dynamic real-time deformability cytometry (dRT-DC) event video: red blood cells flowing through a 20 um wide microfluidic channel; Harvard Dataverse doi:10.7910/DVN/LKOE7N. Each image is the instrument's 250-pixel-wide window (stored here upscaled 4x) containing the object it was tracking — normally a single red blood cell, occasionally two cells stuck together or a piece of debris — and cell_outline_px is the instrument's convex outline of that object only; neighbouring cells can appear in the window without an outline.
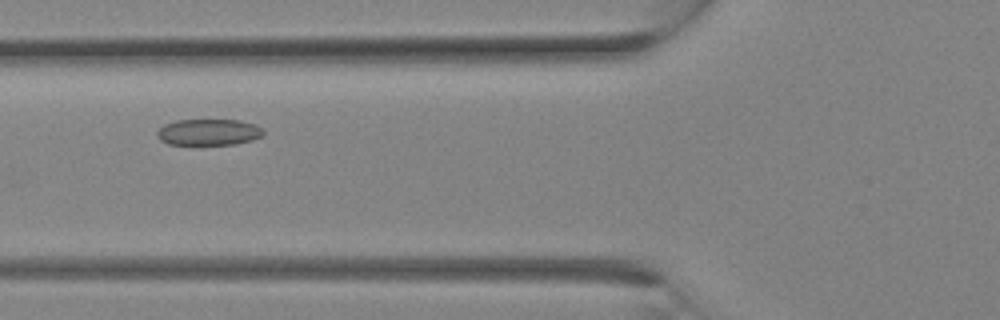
{"species": "Egyptian fruit bat (a non-hibernating species)", "species_latin": "Rousettus aegyptiacus", "temperature_condition": "room temperature", "stored_images_in_passage": 12, "camera_frame_rate_fps": 3000, "um_per_image_px": 0.085, "animal": {"sex": "female"}, "frame": {"image": 1, "passage_image": 7, "time_ms": 2.0, "image_size_px": [1000, 320], "cell_outline_px": [[264, 132], [260, 136], [252, 140], [236, 144], [168, 144], [160, 140], [156, 136], [156, 132], [164, 124], [176, 120], [240, 120], [256, 124]], "centroid_in_image_um": [17.71, 11.23], "position_along_channel_um": 108.1, "area_um2": 16.24}}
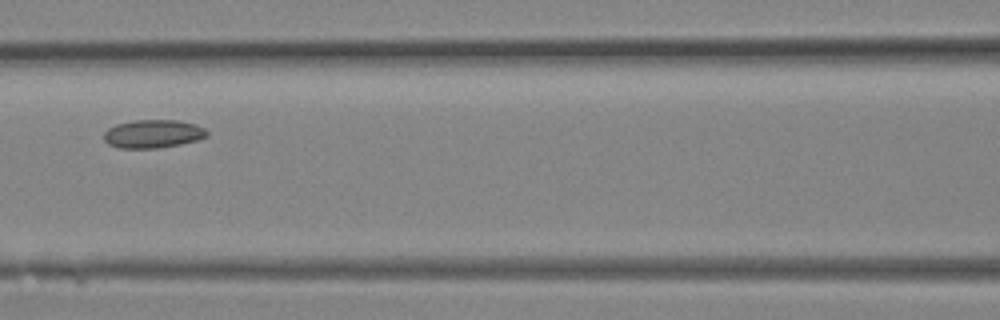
{"frame": {"image": 2, "passage_image": 9, "time_ms": 2.667, "image_size_px": [1000, 320], "cell_outline_px": [[208, 136], [196, 140], [180, 144], [156, 148], [120, 148], [108, 144], [104, 140], [104, 132], [108, 128], [116, 124], [132, 120], [180, 120], [196, 124], [204, 128], [208, 132]], "centroid_in_image_um": [13.0, 11.36], "position_along_channel_um": 153.6, "area_um2": 17.05}}
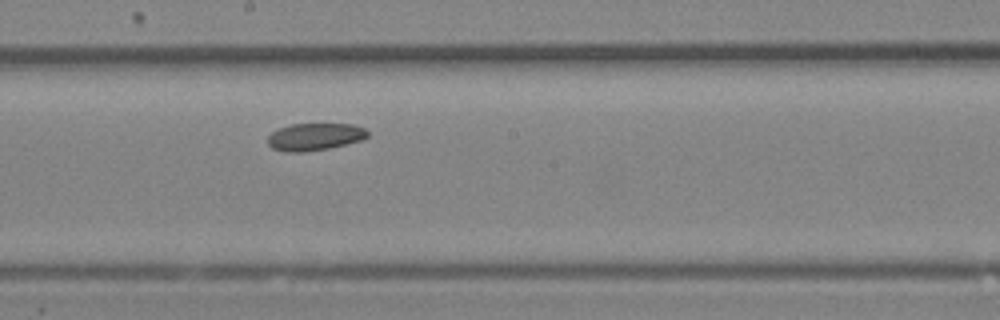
{"frame": {"image": 3, "passage_image": 12, "time_ms": 3.667, "image_size_px": [1000, 320], "cell_outline_px": [[368, 136], [360, 140], [328, 148], [304, 152], [288, 152], [272, 148], [268, 144], [268, 136], [272, 132], [280, 128], [292, 124], [352, 124], [364, 128], [368, 132]], "centroid_in_image_um": [26.73, 11.62], "position_along_channel_um": 221.5, "area_um2": 15.66}}